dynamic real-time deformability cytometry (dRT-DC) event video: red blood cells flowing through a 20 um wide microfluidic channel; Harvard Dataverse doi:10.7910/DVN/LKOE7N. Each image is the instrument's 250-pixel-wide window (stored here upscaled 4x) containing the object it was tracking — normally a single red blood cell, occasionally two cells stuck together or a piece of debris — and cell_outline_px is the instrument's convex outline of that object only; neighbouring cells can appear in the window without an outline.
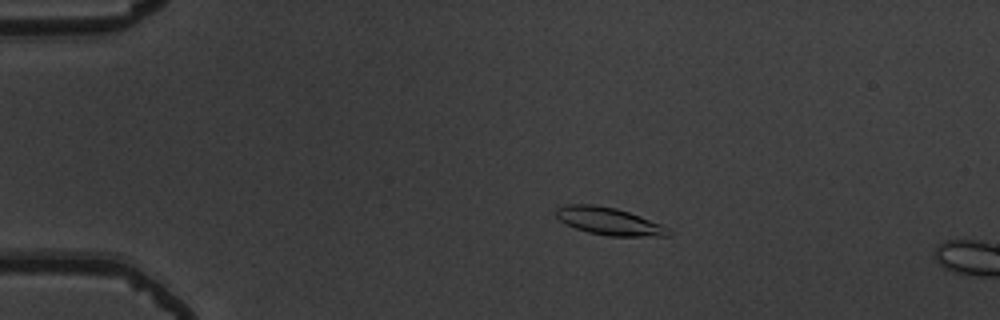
{"species": "common noctule bat (a hibernating species)", "species_latin": "Nyctalus noctula", "temperature_condition": "warm", "stored_images_in_passage": 11, "camera_frame_rate_fps": 3000, "um_per_image_px": 0.085, "animal": {"sex": "male", "body_mass_g": 19.5, "forearm_length_mm": 54.6}, "frame": {"image": 1, "passage_image": 8, "time_ms": 2.333, "image_size_px": [1000, 320], "cell_outline_px": [[672, 236], [608, 236], [588, 232], [576, 228], [560, 220], [556, 216], [556, 208], [564, 204], [596, 204], [616, 208], [628, 212], [660, 224], [668, 228], [672, 232]], "centroid_in_image_um": [51.76, 18.8], "position_along_channel_um": 33.2, "area_um2": 17.92}}